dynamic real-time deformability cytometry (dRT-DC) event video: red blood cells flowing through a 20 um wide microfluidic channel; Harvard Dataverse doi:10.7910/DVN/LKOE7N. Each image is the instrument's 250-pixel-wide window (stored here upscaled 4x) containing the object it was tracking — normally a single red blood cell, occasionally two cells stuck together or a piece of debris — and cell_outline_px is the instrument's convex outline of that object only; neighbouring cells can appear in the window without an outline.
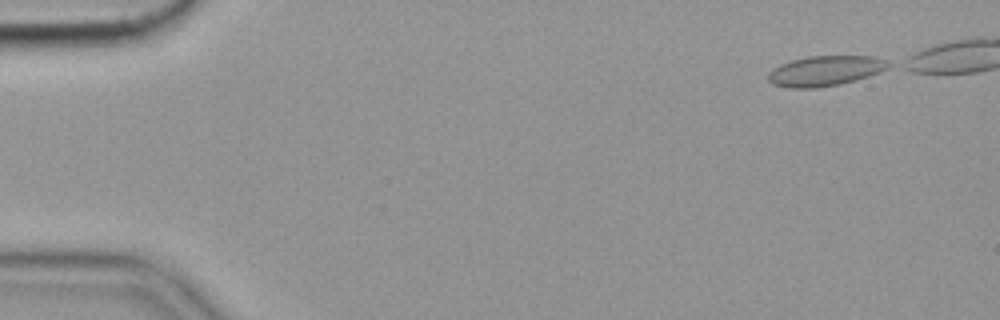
{"species": "common noctule bat (a hibernating species)", "species_latin": "Nyctalus noctula", "temperature_condition": "cold", "stored_images_in_passage": 46, "camera_frame_rate_fps": 3000, "um_per_image_px": 0.085, "animal": {"sex": "female", "body_mass_g": 19.9}, "frame": {"image": 1, "passage_image": 1, "time_ms": 0.0, "image_size_px": [1000, 320], "cell_outline_px": [[892, 64], [888, 68], [880, 72], [856, 80], [840, 84], [816, 88], [788, 88], [772, 84], [768, 80], [768, 72], [772, 68], [780, 64], [792, 60], [808, 56], [872, 56], [884, 60]], "centroid_in_image_um": [70.11, 6.03], "position_along_channel_um": 14.9, "area_um2": 21.21}}